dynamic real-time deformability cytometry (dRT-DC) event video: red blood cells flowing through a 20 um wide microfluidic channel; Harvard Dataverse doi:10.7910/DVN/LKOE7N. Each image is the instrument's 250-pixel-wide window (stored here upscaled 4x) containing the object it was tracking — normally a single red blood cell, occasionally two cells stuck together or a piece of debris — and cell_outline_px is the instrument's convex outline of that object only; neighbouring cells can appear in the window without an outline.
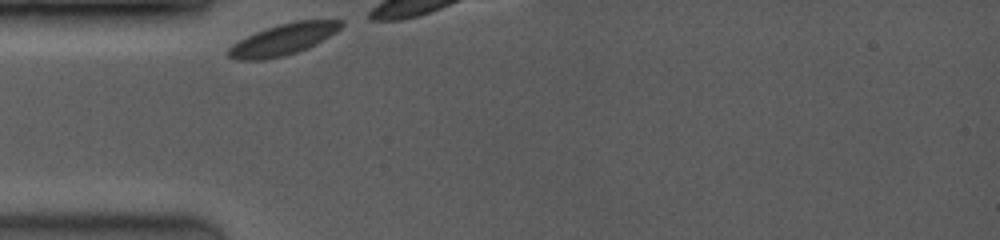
{"species": "common noctule bat (a hibernating species)", "species_latin": "Nyctalus noctula", "temperature_condition": "room temperature", "stored_images_in_passage": 29, "camera_frame_rate_fps": 3500, "um_per_image_px": 0.085, "animal": {"sex": "female", "body_mass_g": 19.0, "forearm_length_mm": 53.3}, "frame": {"image": 1, "passage_image": 1, "time_ms": 0.0, "image_size_px": [1000, 240], "cell_outline_px": [[344, 24], [336, 32], [308, 48], [284, 56], [264, 60], [236, 60], [228, 56], [228, 48], [232, 44], [256, 32], [280, 24], [296, 20], [344, 20]], "centroid_in_image_um": [24.08, 3.36], "position_along_channel_um": 60.9, "area_um2": 20.35}}
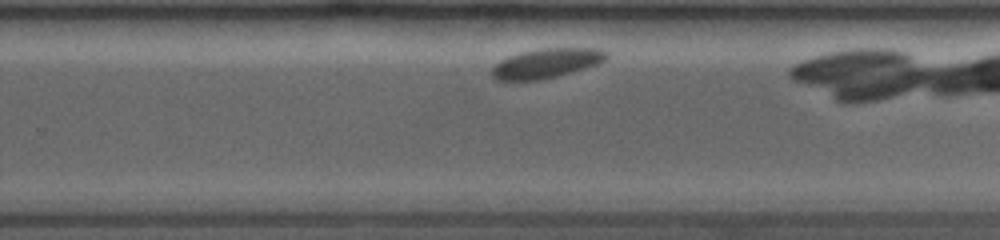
{"frame": {"image": 2, "passage_image": 19, "time_ms": 6.286, "image_size_px": [1000, 240], "cell_outline_px": [[608, 56], [600, 64], [544, 80], [496, 80], [492, 76], [492, 68], [500, 60], [508, 56], [540, 48], [600, 48], [608, 52]], "centroid_in_image_um": [46.49, 5.38], "position_along_channel_um": 283.3, "area_um2": 19.83}}
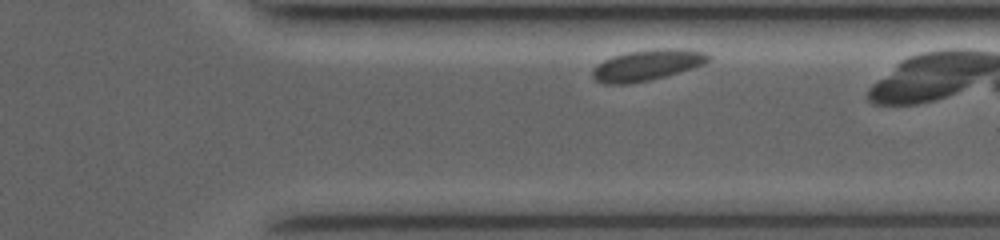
{"frame": {"image": 3, "passage_image": 25, "time_ms": 8.286, "image_size_px": [1000, 240], "cell_outline_px": [[712, 56], [704, 64], [692, 68], [664, 76], [648, 80], [628, 84], [604, 84], [596, 80], [592, 76], [592, 68], [596, 64], [612, 56], [628, 52], [656, 48], [688, 48], [708, 52]], "centroid_in_image_um": [55.02, 5.51], "position_along_channel_um": 356.4, "area_um2": 21.1}}